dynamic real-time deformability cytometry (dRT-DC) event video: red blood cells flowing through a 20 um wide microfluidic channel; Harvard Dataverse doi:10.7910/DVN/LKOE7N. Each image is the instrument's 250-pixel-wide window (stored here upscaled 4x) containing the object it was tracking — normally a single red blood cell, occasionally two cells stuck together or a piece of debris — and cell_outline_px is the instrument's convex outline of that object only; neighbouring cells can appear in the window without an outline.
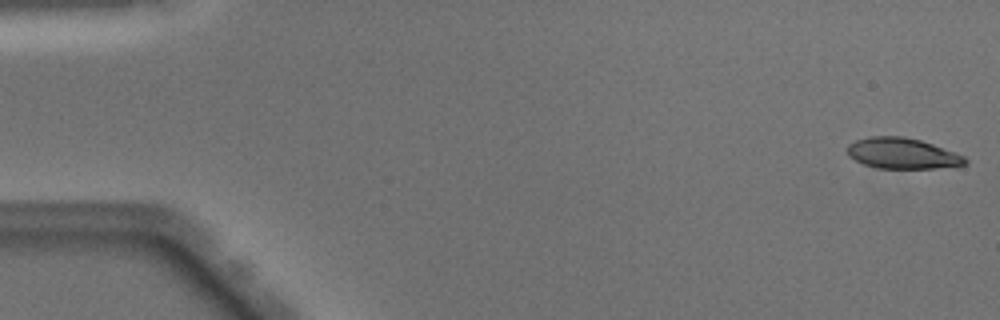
{"species": "Egyptian fruit bat (a non-hibernating species)", "species_latin": "Rousettus aegyptiacus", "temperature_condition": "warm", "stored_images_in_passage": 46, "camera_frame_rate_fps": 3000, "um_per_image_px": 0.085, "animal": {"sex": "male"}, "frame": {"image": 1, "passage_image": 1, "time_ms": 0.0, "image_size_px": [1000, 320], "cell_outline_px": [[968, 164], [956, 168], [876, 168], [864, 164], [848, 156], [848, 144], [856, 140], [868, 136], [904, 136], [920, 140], [932, 144], [964, 156], [968, 160]], "centroid_in_image_um": [76.74, 13.05], "position_along_channel_um": 8.3, "area_um2": 21.33}}
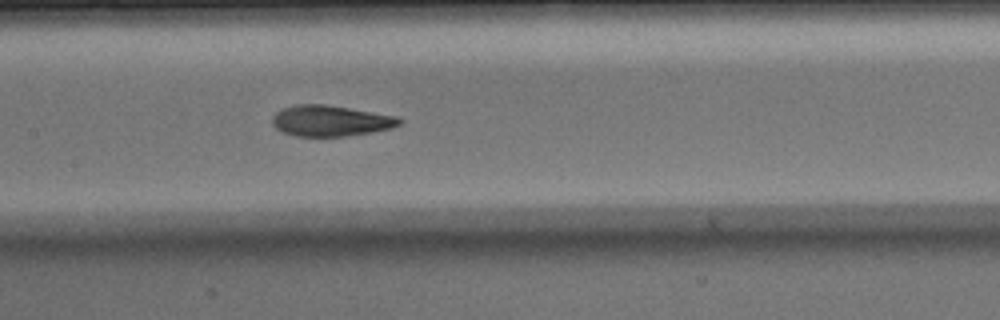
{"frame": {"image": 2, "passage_image": 24, "time_ms": 7.667, "image_size_px": [1000, 320], "cell_outline_px": [[404, 120], [400, 124], [392, 128], [372, 132], [344, 136], [296, 136], [284, 132], [276, 128], [272, 124], [272, 116], [276, 112], [284, 108], [296, 104], [324, 104], [396, 116]], "centroid_in_image_um": [28.09, 10.27], "position_along_channel_um": 179.3, "area_um2": 22.72}}
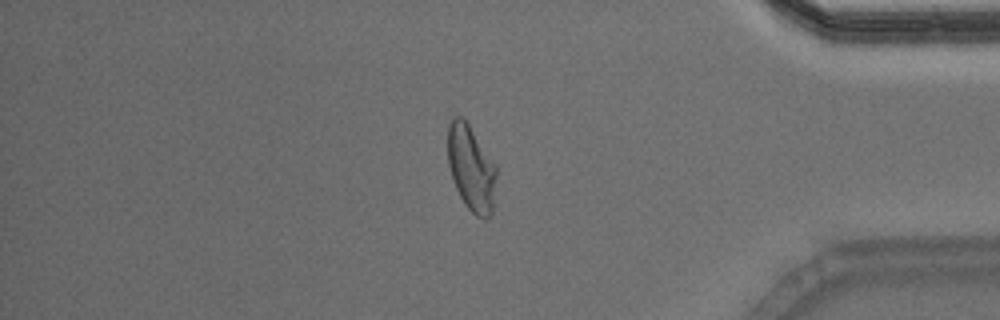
{"frame": {"image": 3, "passage_image": 42, "time_ms": 13.667, "image_size_px": [1000, 320], "cell_outline_px": [[496, 176], [492, 216], [476, 216], [464, 204], [456, 188], [448, 164], [448, 124], [452, 116], [460, 116], [468, 124], [496, 164]], "centroid_in_image_um": [40.05, 14.28], "position_along_channel_um": 395.2, "area_um2": 24.1}}